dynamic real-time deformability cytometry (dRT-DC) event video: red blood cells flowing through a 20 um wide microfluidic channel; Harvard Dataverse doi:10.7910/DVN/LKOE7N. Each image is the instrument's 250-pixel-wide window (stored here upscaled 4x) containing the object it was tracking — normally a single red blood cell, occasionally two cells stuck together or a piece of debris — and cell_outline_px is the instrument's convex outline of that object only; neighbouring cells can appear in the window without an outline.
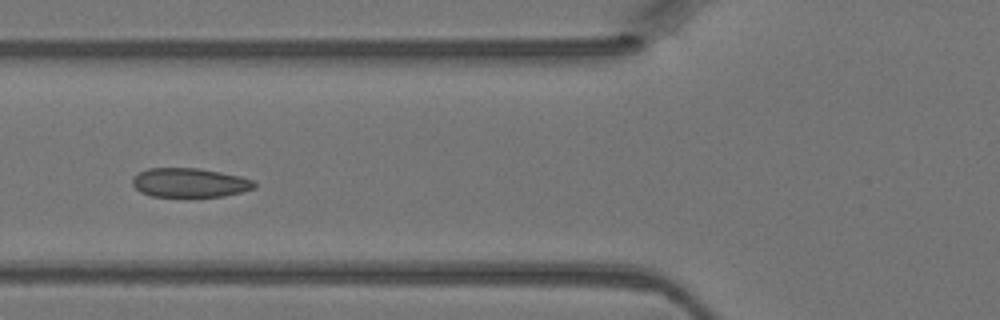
{"species": "Egyptian fruit bat (a non-hibernating species)", "species_latin": "Rousettus aegyptiacus", "temperature_condition": "warm", "stored_images_in_passage": 5, "camera_frame_rate_fps": 3000, "um_per_image_px": 0.085, "animal": {"sex": "female"}, "frame": {"image": 1, "passage_image": 5, "time_ms": 1.333, "image_size_px": [1000, 320], "cell_outline_px": [[256, 188], [224, 196], [152, 196], [140, 192], [132, 184], [132, 176], [148, 168], [200, 168], [240, 176], [252, 180], [256, 184]], "centroid_in_image_um": [16.11, 15.52], "position_along_channel_um": 109.7, "area_um2": 20.63}}